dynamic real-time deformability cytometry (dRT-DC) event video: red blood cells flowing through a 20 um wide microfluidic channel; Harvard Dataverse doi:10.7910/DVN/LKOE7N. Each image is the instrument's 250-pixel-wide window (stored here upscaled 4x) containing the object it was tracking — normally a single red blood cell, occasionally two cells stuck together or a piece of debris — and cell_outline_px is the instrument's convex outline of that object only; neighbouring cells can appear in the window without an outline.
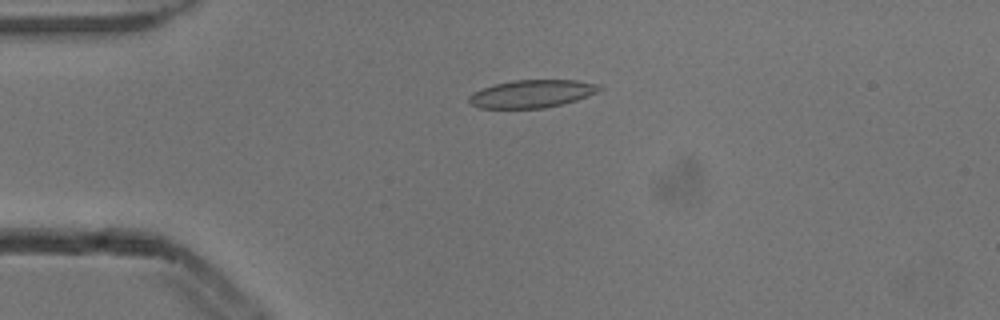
{"species": "common noctule bat (a hibernating species)", "species_latin": "Nyctalus noctula", "temperature_condition": "cold", "stored_images_in_passage": 8, "camera_frame_rate_fps": 3000, "um_per_image_px": 0.085, "animal": {"sex": "male", "body_mass_g": 13.3}, "frame": {"image": 1, "passage_image": 4, "time_ms": 1.0, "image_size_px": [1000, 320], "cell_outline_px": [[604, 88], [588, 96], [576, 100], [544, 108], [480, 108], [472, 104], [468, 100], [468, 96], [472, 92], [496, 84], [512, 80], [576, 80], [600, 84]], "centroid_in_image_um": [45.23, 7.96], "position_along_channel_um": 39.8, "area_um2": 21.04}}
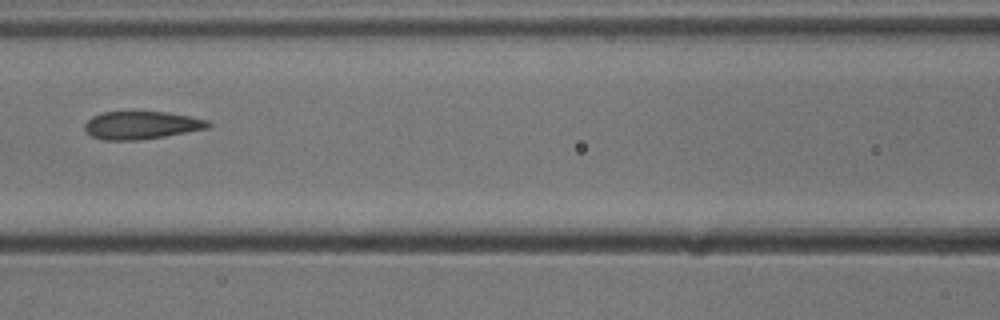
{"frame": {"image": 2, "passage_image": 7, "time_ms": 2.0, "image_size_px": [1000, 320], "cell_outline_px": [[212, 124], [208, 128], [164, 136], [140, 140], [100, 140], [92, 136], [84, 128], [84, 124], [92, 116], [104, 112], [168, 112], [208, 120]], "centroid_in_image_um": [12.01, 10.64], "position_along_channel_um": 154.6, "area_um2": 19.94}}
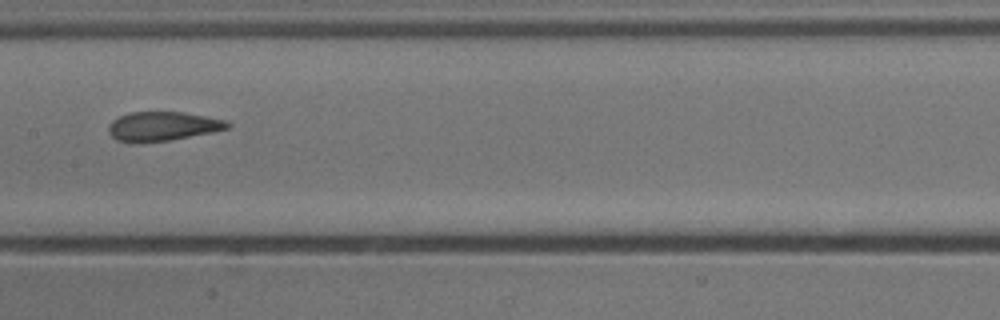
{"frame": {"image": 3, "passage_image": 8, "time_ms": 2.333, "image_size_px": [1000, 320], "cell_outline_px": [[232, 124], [228, 128], [212, 132], [172, 140], [140, 144], [132, 144], [116, 140], [108, 132], [108, 124], [112, 120], [120, 116], [132, 112], [180, 112], [228, 120]], "centroid_in_image_um": [13.79, 10.76], "position_along_channel_um": 193.6, "area_um2": 20.58}}